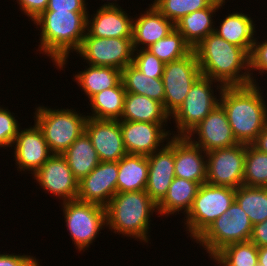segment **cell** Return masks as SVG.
Masks as SVG:
<instances>
[{
  "mask_svg": "<svg viewBox=\"0 0 267 266\" xmlns=\"http://www.w3.org/2000/svg\"><path fill=\"white\" fill-rule=\"evenodd\" d=\"M247 144H237L206 153V183L237 189L243 185Z\"/></svg>",
  "mask_w": 267,
  "mask_h": 266,
  "instance_id": "obj_10",
  "label": "cell"
},
{
  "mask_svg": "<svg viewBox=\"0 0 267 266\" xmlns=\"http://www.w3.org/2000/svg\"><path fill=\"white\" fill-rule=\"evenodd\" d=\"M193 50L202 76L219 81L224 87L254 84L249 71L239 74L241 69H250L249 53L243 48L224 40L213 32Z\"/></svg>",
  "mask_w": 267,
  "mask_h": 266,
  "instance_id": "obj_1",
  "label": "cell"
},
{
  "mask_svg": "<svg viewBox=\"0 0 267 266\" xmlns=\"http://www.w3.org/2000/svg\"><path fill=\"white\" fill-rule=\"evenodd\" d=\"M61 155L66 159L78 181L86 177L101 162L86 132H83Z\"/></svg>",
  "mask_w": 267,
  "mask_h": 266,
  "instance_id": "obj_26",
  "label": "cell"
},
{
  "mask_svg": "<svg viewBox=\"0 0 267 266\" xmlns=\"http://www.w3.org/2000/svg\"><path fill=\"white\" fill-rule=\"evenodd\" d=\"M155 209L157 204L145 190L116 193L105 206L106 224L114 232L148 242V220Z\"/></svg>",
  "mask_w": 267,
  "mask_h": 266,
  "instance_id": "obj_4",
  "label": "cell"
},
{
  "mask_svg": "<svg viewBox=\"0 0 267 266\" xmlns=\"http://www.w3.org/2000/svg\"><path fill=\"white\" fill-rule=\"evenodd\" d=\"M192 138L174 135V171L175 177L206 183V161L199 146L191 142ZM201 150V151H200Z\"/></svg>",
  "mask_w": 267,
  "mask_h": 266,
  "instance_id": "obj_20",
  "label": "cell"
},
{
  "mask_svg": "<svg viewBox=\"0 0 267 266\" xmlns=\"http://www.w3.org/2000/svg\"><path fill=\"white\" fill-rule=\"evenodd\" d=\"M120 128L128 154L148 156L169 136L159 123L120 120Z\"/></svg>",
  "mask_w": 267,
  "mask_h": 266,
  "instance_id": "obj_18",
  "label": "cell"
},
{
  "mask_svg": "<svg viewBox=\"0 0 267 266\" xmlns=\"http://www.w3.org/2000/svg\"><path fill=\"white\" fill-rule=\"evenodd\" d=\"M250 241L258 248L267 246V219L262 223L253 225Z\"/></svg>",
  "mask_w": 267,
  "mask_h": 266,
  "instance_id": "obj_43",
  "label": "cell"
},
{
  "mask_svg": "<svg viewBox=\"0 0 267 266\" xmlns=\"http://www.w3.org/2000/svg\"><path fill=\"white\" fill-rule=\"evenodd\" d=\"M258 263L267 266V246L258 248Z\"/></svg>",
  "mask_w": 267,
  "mask_h": 266,
  "instance_id": "obj_45",
  "label": "cell"
},
{
  "mask_svg": "<svg viewBox=\"0 0 267 266\" xmlns=\"http://www.w3.org/2000/svg\"><path fill=\"white\" fill-rule=\"evenodd\" d=\"M234 201V188L201 184L186 217V228L191 236L197 239Z\"/></svg>",
  "mask_w": 267,
  "mask_h": 266,
  "instance_id": "obj_7",
  "label": "cell"
},
{
  "mask_svg": "<svg viewBox=\"0 0 267 266\" xmlns=\"http://www.w3.org/2000/svg\"><path fill=\"white\" fill-rule=\"evenodd\" d=\"M243 185L267 188V154L252 144L246 147Z\"/></svg>",
  "mask_w": 267,
  "mask_h": 266,
  "instance_id": "obj_34",
  "label": "cell"
},
{
  "mask_svg": "<svg viewBox=\"0 0 267 266\" xmlns=\"http://www.w3.org/2000/svg\"><path fill=\"white\" fill-rule=\"evenodd\" d=\"M87 11H44L34 20L42 29L41 51L63 68L69 51H77L85 37Z\"/></svg>",
  "mask_w": 267,
  "mask_h": 266,
  "instance_id": "obj_3",
  "label": "cell"
},
{
  "mask_svg": "<svg viewBox=\"0 0 267 266\" xmlns=\"http://www.w3.org/2000/svg\"><path fill=\"white\" fill-rule=\"evenodd\" d=\"M125 13L114 3L101 6L93 20L89 21L87 16V34L98 38H132L133 19Z\"/></svg>",
  "mask_w": 267,
  "mask_h": 266,
  "instance_id": "obj_21",
  "label": "cell"
},
{
  "mask_svg": "<svg viewBox=\"0 0 267 266\" xmlns=\"http://www.w3.org/2000/svg\"><path fill=\"white\" fill-rule=\"evenodd\" d=\"M222 0H214L207 8L194 11L175 24V29L192 47H196L207 35L214 32L212 16L223 5Z\"/></svg>",
  "mask_w": 267,
  "mask_h": 266,
  "instance_id": "obj_23",
  "label": "cell"
},
{
  "mask_svg": "<svg viewBox=\"0 0 267 266\" xmlns=\"http://www.w3.org/2000/svg\"><path fill=\"white\" fill-rule=\"evenodd\" d=\"M13 143H16L14 157L21 171L28 169L35 174L52 156L44 134L36 123L30 129L18 131Z\"/></svg>",
  "mask_w": 267,
  "mask_h": 266,
  "instance_id": "obj_19",
  "label": "cell"
},
{
  "mask_svg": "<svg viewBox=\"0 0 267 266\" xmlns=\"http://www.w3.org/2000/svg\"><path fill=\"white\" fill-rule=\"evenodd\" d=\"M118 162L101 161L78 181L77 199L106 206L117 193Z\"/></svg>",
  "mask_w": 267,
  "mask_h": 266,
  "instance_id": "obj_13",
  "label": "cell"
},
{
  "mask_svg": "<svg viewBox=\"0 0 267 266\" xmlns=\"http://www.w3.org/2000/svg\"><path fill=\"white\" fill-rule=\"evenodd\" d=\"M36 124L42 130L52 154H63L85 132L88 117L73 110L37 108Z\"/></svg>",
  "mask_w": 267,
  "mask_h": 266,
  "instance_id": "obj_5",
  "label": "cell"
},
{
  "mask_svg": "<svg viewBox=\"0 0 267 266\" xmlns=\"http://www.w3.org/2000/svg\"><path fill=\"white\" fill-rule=\"evenodd\" d=\"M121 81L126 92L147 96L164 106L165 90L162 78L147 77L130 64L121 71Z\"/></svg>",
  "mask_w": 267,
  "mask_h": 266,
  "instance_id": "obj_29",
  "label": "cell"
},
{
  "mask_svg": "<svg viewBox=\"0 0 267 266\" xmlns=\"http://www.w3.org/2000/svg\"><path fill=\"white\" fill-rule=\"evenodd\" d=\"M194 133H197L199 140L191 142L203 149L204 153L239 144L233 135L226 113L220 105L213 109L186 137L190 138Z\"/></svg>",
  "mask_w": 267,
  "mask_h": 266,
  "instance_id": "obj_16",
  "label": "cell"
},
{
  "mask_svg": "<svg viewBox=\"0 0 267 266\" xmlns=\"http://www.w3.org/2000/svg\"><path fill=\"white\" fill-rule=\"evenodd\" d=\"M252 230L248 215L234 201L196 240L213 257L228 244L250 241Z\"/></svg>",
  "mask_w": 267,
  "mask_h": 266,
  "instance_id": "obj_6",
  "label": "cell"
},
{
  "mask_svg": "<svg viewBox=\"0 0 267 266\" xmlns=\"http://www.w3.org/2000/svg\"><path fill=\"white\" fill-rule=\"evenodd\" d=\"M254 29L253 20L248 15L232 13L223 19L220 29H215L214 33L224 40L243 48L250 54L256 41L253 39Z\"/></svg>",
  "mask_w": 267,
  "mask_h": 266,
  "instance_id": "obj_27",
  "label": "cell"
},
{
  "mask_svg": "<svg viewBox=\"0 0 267 266\" xmlns=\"http://www.w3.org/2000/svg\"><path fill=\"white\" fill-rule=\"evenodd\" d=\"M175 24L161 14L152 4L150 9L141 17L133 21L132 42L134 50L138 49L140 43L145 45V49L160 39L166 37ZM136 48V49H135Z\"/></svg>",
  "mask_w": 267,
  "mask_h": 266,
  "instance_id": "obj_22",
  "label": "cell"
},
{
  "mask_svg": "<svg viewBox=\"0 0 267 266\" xmlns=\"http://www.w3.org/2000/svg\"><path fill=\"white\" fill-rule=\"evenodd\" d=\"M147 50L164 63H168L183 58L193 49L184 37L174 29L166 37L148 47Z\"/></svg>",
  "mask_w": 267,
  "mask_h": 266,
  "instance_id": "obj_35",
  "label": "cell"
},
{
  "mask_svg": "<svg viewBox=\"0 0 267 266\" xmlns=\"http://www.w3.org/2000/svg\"><path fill=\"white\" fill-rule=\"evenodd\" d=\"M214 0H154V7L176 24L184 16L207 8Z\"/></svg>",
  "mask_w": 267,
  "mask_h": 266,
  "instance_id": "obj_36",
  "label": "cell"
},
{
  "mask_svg": "<svg viewBox=\"0 0 267 266\" xmlns=\"http://www.w3.org/2000/svg\"><path fill=\"white\" fill-rule=\"evenodd\" d=\"M18 2L24 13L34 21L46 10L49 0H18Z\"/></svg>",
  "mask_w": 267,
  "mask_h": 266,
  "instance_id": "obj_41",
  "label": "cell"
},
{
  "mask_svg": "<svg viewBox=\"0 0 267 266\" xmlns=\"http://www.w3.org/2000/svg\"><path fill=\"white\" fill-rule=\"evenodd\" d=\"M122 81L116 86L105 89L95 94L90 103L93 109L94 119L120 120L124 109V100L126 96ZM119 117V118H118Z\"/></svg>",
  "mask_w": 267,
  "mask_h": 266,
  "instance_id": "obj_31",
  "label": "cell"
},
{
  "mask_svg": "<svg viewBox=\"0 0 267 266\" xmlns=\"http://www.w3.org/2000/svg\"><path fill=\"white\" fill-rule=\"evenodd\" d=\"M65 222L75 246L81 251L93 242L106 225V210L102 205L78 199L63 203Z\"/></svg>",
  "mask_w": 267,
  "mask_h": 266,
  "instance_id": "obj_9",
  "label": "cell"
},
{
  "mask_svg": "<svg viewBox=\"0 0 267 266\" xmlns=\"http://www.w3.org/2000/svg\"><path fill=\"white\" fill-rule=\"evenodd\" d=\"M0 266H39L36 258L26 255L0 254Z\"/></svg>",
  "mask_w": 267,
  "mask_h": 266,
  "instance_id": "obj_42",
  "label": "cell"
},
{
  "mask_svg": "<svg viewBox=\"0 0 267 266\" xmlns=\"http://www.w3.org/2000/svg\"><path fill=\"white\" fill-rule=\"evenodd\" d=\"M212 79L200 76L191 86L184 103L173 114L178 135L187 136L220 102L212 95Z\"/></svg>",
  "mask_w": 267,
  "mask_h": 266,
  "instance_id": "obj_12",
  "label": "cell"
},
{
  "mask_svg": "<svg viewBox=\"0 0 267 266\" xmlns=\"http://www.w3.org/2000/svg\"><path fill=\"white\" fill-rule=\"evenodd\" d=\"M169 116L161 102L144 95L127 92L120 119L163 124V122H167Z\"/></svg>",
  "mask_w": 267,
  "mask_h": 266,
  "instance_id": "obj_25",
  "label": "cell"
},
{
  "mask_svg": "<svg viewBox=\"0 0 267 266\" xmlns=\"http://www.w3.org/2000/svg\"><path fill=\"white\" fill-rule=\"evenodd\" d=\"M252 145L258 150L267 154V124L265 125L261 133L257 136Z\"/></svg>",
  "mask_w": 267,
  "mask_h": 266,
  "instance_id": "obj_44",
  "label": "cell"
},
{
  "mask_svg": "<svg viewBox=\"0 0 267 266\" xmlns=\"http://www.w3.org/2000/svg\"><path fill=\"white\" fill-rule=\"evenodd\" d=\"M85 132L97 151L100 161L118 162L128 154L122 138L120 120L88 117Z\"/></svg>",
  "mask_w": 267,
  "mask_h": 266,
  "instance_id": "obj_14",
  "label": "cell"
},
{
  "mask_svg": "<svg viewBox=\"0 0 267 266\" xmlns=\"http://www.w3.org/2000/svg\"><path fill=\"white\" fill-rule=\"evenodd\" d=\"M77 83L91 99L95 94L116 87L121 82V70L109 66L90 65L75 76Z\"/></svg>",
  "mask_w": 267,
  "mask_h": 266,
  "instance_id": "obj_30",
  "label": "cell"
},
{
  "mask_svg": "<svg viewBox=\"0 0 267 266\" xmlns=\"http://www.w3.org/2000/svg\"><path fill=\"white\" fill-rule=\"evenodd\" d=\"M220 103L238 143L252 144L267 124V107L256 84L220 86Z\"/></svg>",
  "mask_w": 267,
  "mask_h": 266,
  "instance_id": "obj_2",
  "label": "cell"
},
{
  "mask_svg": "<svg viewBox=\"0 0 267 266\" xmlns=\"http://www.w3.org/2000/svg\"><path fill=\"white\" fill-rule=\"evenodd\" d=\"M86 11L85 0H49L45 11Z\"/></svg>",
  "mask_w": 267,
  "mask_h": 266,
  "instance_id": "obj_40",
  "label": "cell"
},
{
  "mask_svg": "<svg viewBox=\"0 0 267 266\" xmlns=\"http://www.w3.org/2000/svg\"><path fill=\"white\" fill-rule=\"evenodd\" d=\"M200 76L201 70L194 50L181 59L165 63L162 75L164 109L170 116L184 103L191 86Z\"/></svg>",
  "mask_w": 267,
  "mask_h": 266,
  "instance_id": "obj_8",
  "label": "cell"
},
{
  "mask_svg": "<svg viewBox=\"0 0 267 266\" xmlns=\"http://www.w3.org/2000/svg\"><path fill=\"white\" fill-rule=\"evenodd\" d=\"M134 51L132 38H98L87 32L77 50L89 65L109 66L121 71L132 64Z\"/></svg>",
  "mask_w": 267,
  "mask_h": 266,
  "instance_id": "obj_11",
  "label": "cell"
},
{
  "mask_svg": "<svg viewBox=\"0 0 267 266\" xmlns=\"http://www.w3.org/2000/svg\"><path fill=\"white\" fill-rule=\"evenodd\" d=\"M161 149L147 156L149 168L145 191L157 205L164 199L175 178L174 136Z\"/></svg>",
  "mask_w": 267,
  "mask_h": 266,
  "instance_id": "obj_17",
  "label": "cell"
},
{
  "mask_svg": "<svg viewBox=\"0 0 267 266\" xmlns=\"http://www.w3.org/2000/svg\"><path fill=\"white\" fill-rule=\"evenodd\" d=\"M139 51L133 56L132 65L147 77L162 78L165 63L144 47Z\"/></svg>",
  "mask_w": 267,
  "mask_h": 266,
  "instance_id": "obj_37",
  "label": "cell"
},
{
  "mask_svg": "<svg viewBox=\"0 0 267 266\" xmlns=\"http://www.w3.org/2000/svg\"><path fill=\"white\" fill-rule=\"evenodd\" d=\"M39 185L65 201L77 199L78 180L61 154L52 156L33 174Z\"/></svg>",
  "mask_w": 267,
  "mask_h": 266,
  "instance_id": "obj_15",
  "label": "cell"
},
{
  "mask_svg": "<svg viewBox=\"0 0 267 266\" xmlns=\"http://www.w3.org/2000/svg\"><path fill=\"white\" fill-rule=\"evenodd\" d=\"M200 185L197 182L175 177L164 199L157 205L160 214L190 211Z\"/></svg>",
  "mask_w": 267,
  "mask_h": 266,
  "instance_id": "obj_28",
  "label": "cell"
},
{
  "mask_svg": "<svg viewBox=\"0 0 267 266\" xmlns=\"http://www.w3.org/2000/svg\"><path fill=\"white\" fill-rule=\"evenodd\" d=\"M148 168V158L145 155L123 156L118 161L117 193L145 190Z\"/></svg>",
  "mask_w": 267,
  "mask_h": 266,
  "instance_id": "obj_24",
  "label": "cell"
},
{
  "mask_svg": "<svg viewBox=\"0 0 267 266\" xmlns=\"http://www.w3.org/2000/svg\"><path fill=\"white\" fill-rule=\"evenodd\" d=\"M254 42L251 52L249 54L250 57V69H256L264 73L267 71V41L263 43Z\"/></svg>",
  "mask_w": 267,
  "mask_h": 266,
  "instance_id": "obj_39",
  "label": "cell"
},
{
  "mask_svg": "<svg viewBox=\"0 0 267 266\" xmlns=\"http://www.w3.org/2000/svg\"><path fill=\"white\" fill-rule=\"evenodd\" d=\"M0 107V147L12 146L18 135V123L11 112Z\"/></svg>",
  "mask_w": 267,
  "mask_h": 266,
  "instance_id": "obj_38",
  "label": "cell"
},
{
  "mask_svg": "<svg viewBox=\"0 0 267 266\" xmlns=\"http://www.w3.org/2000/svg\"><path fill=\"white\" fill-rule=\"evenodd\" d=\"M235 201L248 215L252 225L267 219V188L241 185L235 189Z\"/></svg>",
  "mask_w": 267,
  "mask_h": 266,
  "instance_id": "obj_32",
  "label": "cell"
},
{
  "mask_svg": "<svg viewBox=\"0 0 267 266\" xmlns=\"http://www.w3.org/2000/svg\"><path fill=\"white\" fill-rule=\"evenodd\" d=\"M222 266H256L258 247L251 241L228 244L213 257Z\"/></svg>",
  "mask_w": 267,
  "mask_h": 266,
  "instance_id": "obj_33",
  "label": "cell"
}]
</instances>
